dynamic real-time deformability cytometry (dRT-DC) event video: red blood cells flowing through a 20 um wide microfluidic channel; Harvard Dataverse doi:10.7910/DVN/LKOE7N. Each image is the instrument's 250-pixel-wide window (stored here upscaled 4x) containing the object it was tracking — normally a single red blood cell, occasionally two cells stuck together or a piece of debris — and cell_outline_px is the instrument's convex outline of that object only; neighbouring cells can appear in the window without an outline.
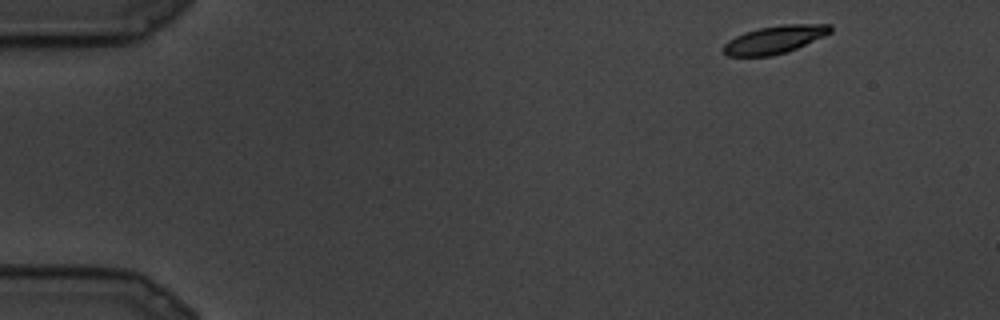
{"species": "common noctule bat (a hibernating species)", "species_latin": "Nyctalus noctula", "temperature_condition": "cold", "stored_images_in_passage": 14, "camera_frame_rate_fps": 3000, "um_per_image_px": 0.085, "animal": {"sex": "male", "body_mass_g": 19.5, "forearm_length_mm": 54.6}, "frame": {"image": 1, "passage_image": 1, "time_ms": 0.0, "image_size_px": [1000, 320], "cell_outline_px": [[832, 32], [824, 36], [788, 52], [772, 56], [728, 56], [720, 48], [728, 40], [744, 32], [760, 28], [780, 24], [832, 24]], "centroid_in_image_um": [65.84, 3.36], "position_along_channel_um": 19.2, "area_um2": 17.51}}
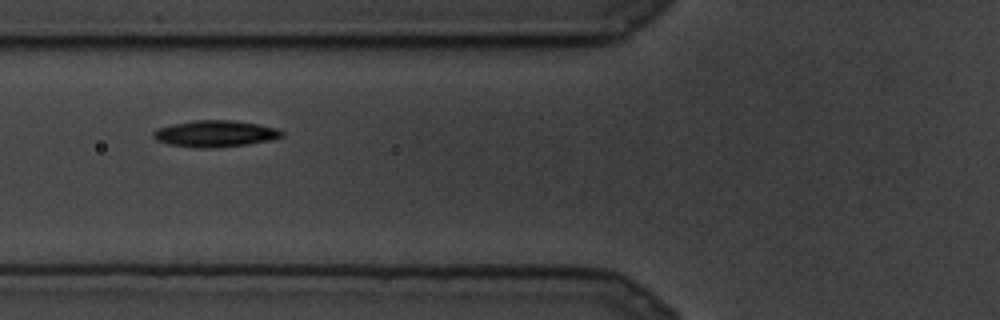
{"frame": {"image": 2, "passage_image": 8, "time_ms": 2.333, "image_size_px": [1000, 320], "cell_outline_px": [[284, 136], [272, 140], [248, 144], [212, 148], [196, 148], [168, 144], [156, 140], [152, 136], [152, 132], [156, 128], [172, 124], [196, 120], [228, 120], [256, 124], [276, 128], [284, 132]], "centroid_in_image_um": [18.26, 11.37], "position_along_channel_um": 107.5, "area_um2": 19.88}}
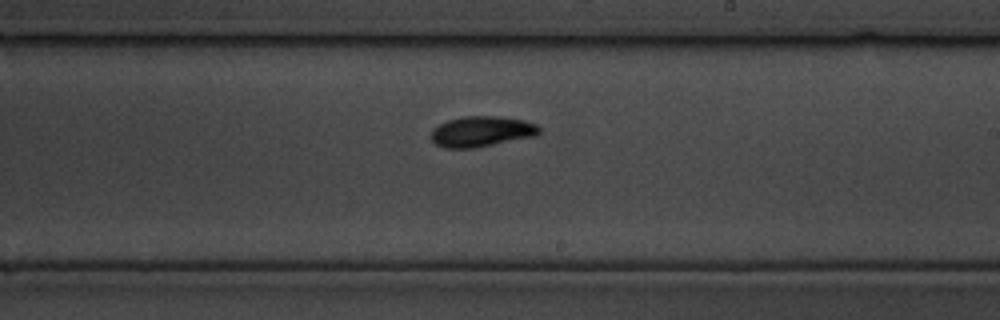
{"frame": {"image": 3, "passage_image": 14, "time_ms": 4.333, "image_size_px": [1000, 320], "cell_outline_px": [[540, 132], [536, 136], [472, 148], [444, 148], [436, 144], [432, 140], [432, 128], [448, 120], [464, 116], [496, 116], [524, 120], [536, 124], [540, 128]], "centroid_in_image_um": [40.93, 11.17], "position_along_channel_um": 248.1, "area_um2": 19.13}}